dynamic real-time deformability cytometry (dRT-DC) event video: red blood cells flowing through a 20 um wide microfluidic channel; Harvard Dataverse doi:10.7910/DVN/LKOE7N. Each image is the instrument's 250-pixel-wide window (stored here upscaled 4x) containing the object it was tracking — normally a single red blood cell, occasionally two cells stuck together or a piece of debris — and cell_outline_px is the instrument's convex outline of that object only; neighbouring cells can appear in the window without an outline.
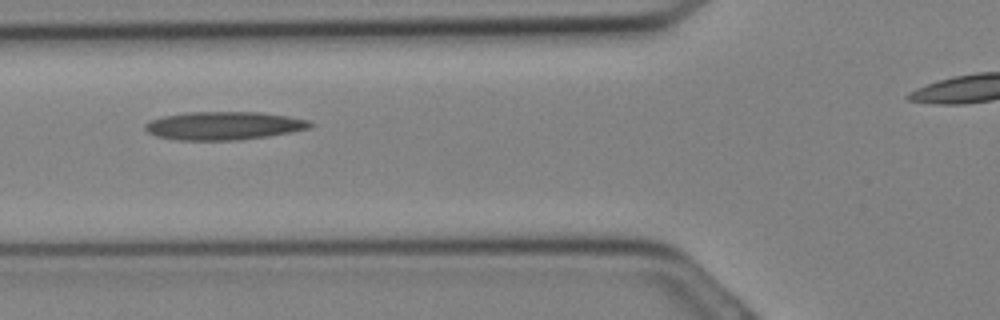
{"species": "Egyptian fruit bat (a non-hibernating species)", "species_latin": "Rousettus aegyptiacus", "temperature_condition": "cold", "stored_images_in_passage": 12, "camera_frame_rate_fps": 3000, "um_per_image_px": 0.085, "animal": {"sex": "female"}, "frame": {"image": 1, "passage_image": 3, "time_ms": 0.667, "image_size_px": [1000, 320], "cell_outline_px": [[312, 128], [292, 132], [268, 136], [240, 140], [176, 140], [156, 136], [148, 132], [144, 128], [144, 124], [148, 120], [164, 116], [184, 112], [260, 112], [288, 116], [312, 120]], "centroid_in_image_um": [19.03, 10.68], "position_along_channel_um": 106.8, "area_um2": 27.46}}
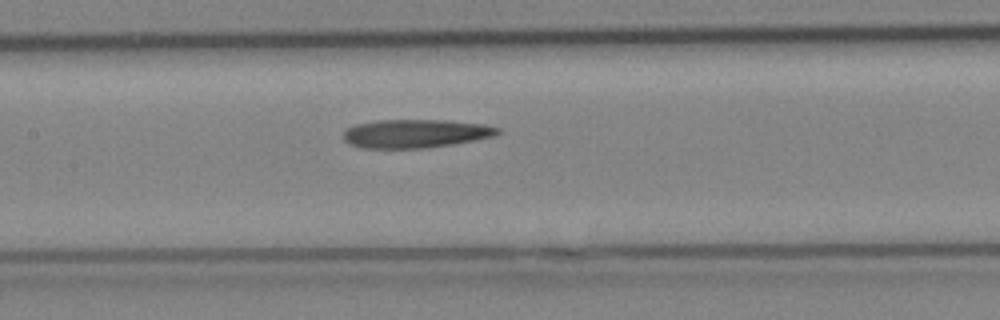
{"frame": {"image": 2, "passage_image": 6, "time_ms": 1.667, "image_size_px": [1000, 320], "cell_outline_px": [[500, 132], [492, 136], [452, 144], [424, 148], [360, 148], [348, 144], [344, 140], [344, 132], [348, 128], [356, 124], [380, 120], [444, 120], [484, 124], [500, 128]], "centroid_in_image_um": [35.28, 11.35], "position_along_channel_um": 172.1, "area_um2": 25.43}}
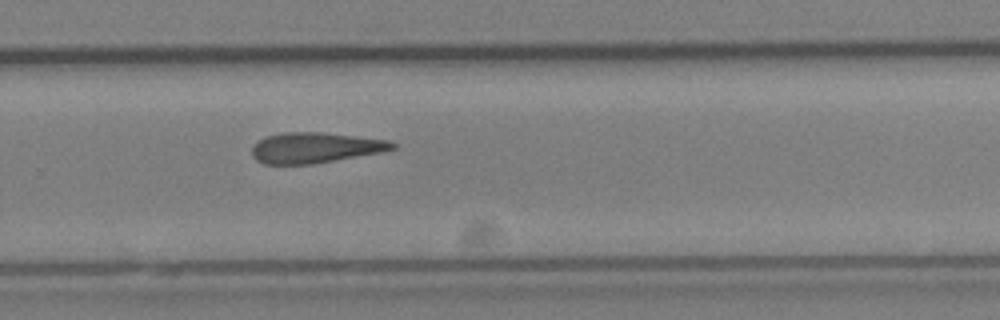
{"frame": {"image": 3, "passage_image": 12, "time_ms": 3.667, "image_size_px": [1000, 320], "cell_outline_px": [[396, 148], [380, 152], [312, 164], [264, 164], [256, 160], [252, 156], [252, 148], [264, 136], [284, 132], [320, 132], [388, 140], [396, 144]], "centroid_in_image_um": [26.75, 12.55], "position_along_channel_um": 303.0, "area_um2": 24.74}}